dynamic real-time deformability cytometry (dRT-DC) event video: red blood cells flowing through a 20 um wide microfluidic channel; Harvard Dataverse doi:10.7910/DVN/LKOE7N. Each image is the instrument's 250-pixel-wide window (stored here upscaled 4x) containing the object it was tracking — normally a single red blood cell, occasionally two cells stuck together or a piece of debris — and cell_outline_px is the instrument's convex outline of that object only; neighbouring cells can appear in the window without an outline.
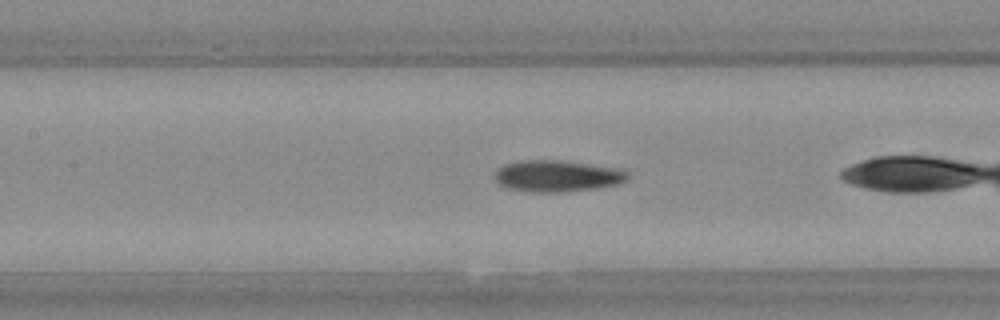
{"species": "Egyptian fruit bat (a non-hibernating species)", "species_latin": "Rousettus aegyptiacus", "temperature_condition": "warm", "stored_images_in_passage": 32, "camera_frame_rate_fps": 3000, "um_per_image_px": 0.085, "animal": {"sex": "female"}, "frame": {"image": 1, "passage_image": 8, "time_ms": 2.333, "image_size_px": [1000, 320], "cell_outline_px": [[628, 180], [620, 184], [596, 188], [564, 192], [532, 192], [508, 188], [500, 184], [496, 180], [496, 172], [504, 164], [524, 160], [560, 160], [620, 168], [628, 172]], "centroid_in_image_um": [47.42, 14.96], "position_along_channel_um": 160.0, "area_um2": 24.39}, "authors_computed_cell_mechanics": {"area_um2": 23.9292, "velocity_mm_per_s": 3.7014, "shape_relaxation_time_tau1_ms": 5.0449, "shape_relaxation_time_tau2_ms": 5.7128, "deformation_change_tau1": 0.1525, "deformation_change_tau2": 0.1314}}